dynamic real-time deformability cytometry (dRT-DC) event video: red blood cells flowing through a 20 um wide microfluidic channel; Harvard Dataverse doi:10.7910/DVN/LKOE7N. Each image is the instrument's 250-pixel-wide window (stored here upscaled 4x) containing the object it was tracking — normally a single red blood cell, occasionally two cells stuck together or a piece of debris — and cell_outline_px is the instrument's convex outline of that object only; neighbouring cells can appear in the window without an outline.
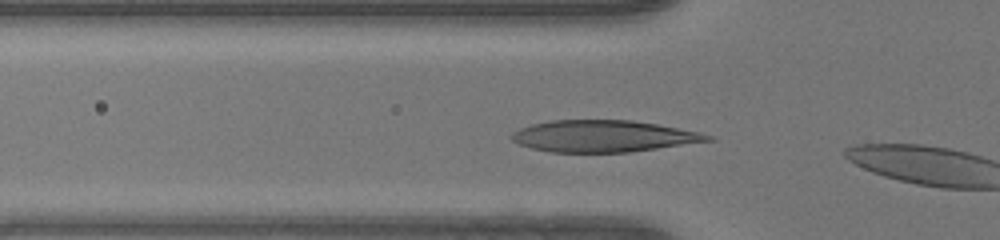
{"species": "human", "species_latin": "Homo sapiens", "temperature_condition": "warm", "stored_images_in_passage": 4, "camera_frame_rate_fps": 3000, "um_per_image_px": 0.085, "donor": {"sex": "female"}, "frame": {"image": 1, "passage_image": 2, "time_ms": 0.333, "image_size_px": [1000, 240], "cell_outline_px": [[716, 140], [628, 152], [552, 152], [532, 148], [520, 144], [512, 140], [508, 136], [512, 132], [520, 128], [532, 124], [552, 120], [632, 120], [656, 124], [696, 132], [712, 136]], "centroid_in_image_um": [51.24, 11.57], "position_along_channel_um": 74.6, "area_um2": 35.89}}